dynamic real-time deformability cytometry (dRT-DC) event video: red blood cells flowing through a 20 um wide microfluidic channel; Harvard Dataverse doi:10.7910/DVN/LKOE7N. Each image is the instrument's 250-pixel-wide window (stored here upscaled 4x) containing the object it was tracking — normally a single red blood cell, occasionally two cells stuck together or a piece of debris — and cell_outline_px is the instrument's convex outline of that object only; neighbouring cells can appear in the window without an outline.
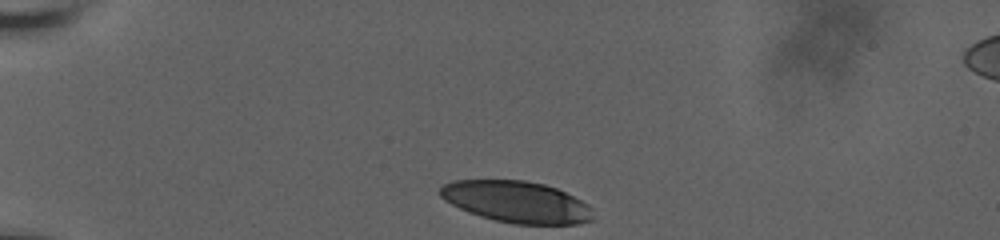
{"species": "human", "species_latin": "Homo sapiens", "temperature_condition": "room temperature", "stored_images_in_passage": 12, "camera_frame_rate_fps": 3000, "um_per_image_px": 0.085, "donor": {"sex": "male"}, "frame": {"image": 1, "passage_image": 1, "time_ms": 0.0, "image_size_px": [1000, 240], "cell_outline_px": [[596, 220], [576, 224], [512, 224], [480, 216], [468, 212], [444, 200], [440, 196], [440, 188], [444, 184], [452, 180], [524, 180], [544, 184], [556, 188], [588, 204], [592, 208]], "centroid_in_image_um": [43.93, 17.16], "position_along_channel_um": 41.1, "area_um2": 37.11}}
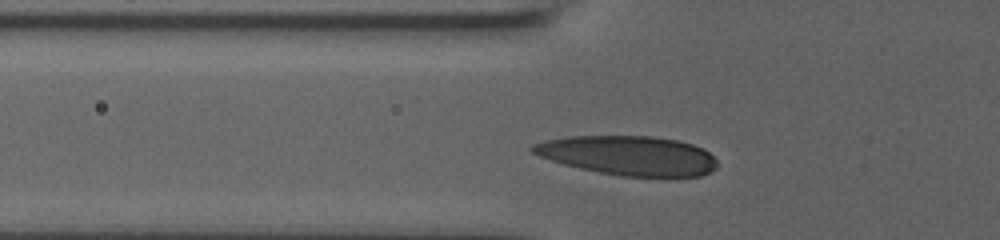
{"frame": {"image": 2, "passage_image": 8, "time_ms": 2.333, "image_size_px": [1000, 240], "cell_outline_px": [[716, 168], [700, 176], [620, 176], [580, 168], [564, 164], [540, 156], [532, 152], [528, 148], [532, 144], [544, 140], [568, 136], [652, 136], [676, 140], [692, 144], [708, 152], [716, 160]], "centroid_in_image_um": [53.37, 13.21], "position_along_channel_um": 72.4, "area_um2": 42.02}}
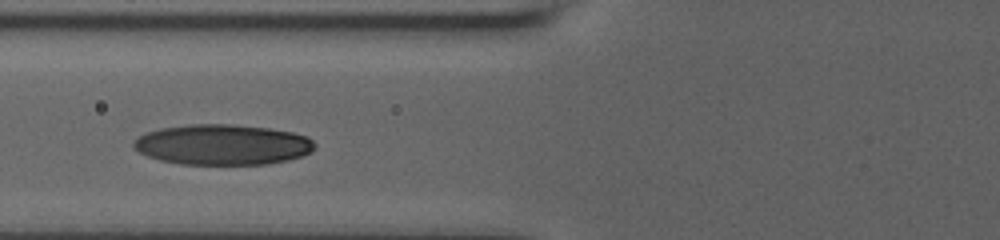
{"frame": {"image": 3, "passage_image": 11, "time_ms": 3.333, "image_size_px": [1000, 240], "cell_outline_px": [[316, 148], [312, 152], [304, 156], [288, 160], [268, 164], [180, 164], [160, 160], [148, 156], [140, 152], [132, 144], [140, 136], [148, 132], [160, 128], [192, 124], [232, 124], [268, 128], [292, 132], [308, 136], [316, 144]], "centroid_in_image_um": [18.98, 12.3], "position_along_channel_um": 106.8, "area_um2": 42.77}}